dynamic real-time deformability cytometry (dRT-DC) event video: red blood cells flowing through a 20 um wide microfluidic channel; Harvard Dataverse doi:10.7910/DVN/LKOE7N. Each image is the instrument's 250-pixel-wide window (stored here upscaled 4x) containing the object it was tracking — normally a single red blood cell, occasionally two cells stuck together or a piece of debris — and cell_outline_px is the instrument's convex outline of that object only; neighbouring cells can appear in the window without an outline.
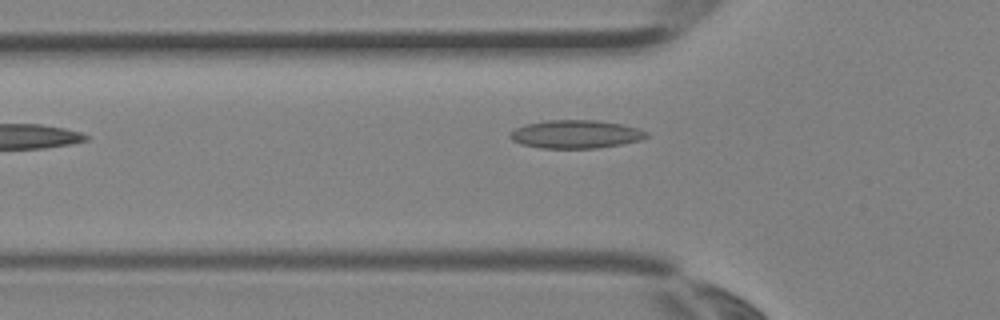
{"species": "Egyptian fruit bat (a non-hibernating species)", "species_latin": "Rousettus aegyptiacus", "temperature_condition": "room temperature", "stored_images_in_passage": 3, "camera_frame_rate_fps": 3000, "um_per_image_px": 0.085, "animal": {"sex": "female"}, "frame": {"image": 1, "passage_image": 3, "time_ms": 0.667, "image_size_px": [1000, 320], "cell_outline_px": [[648, 136], [640, 140], [620, 144], [596, 148], [540, 148], [520, 144], [512, 140], [508, 136], [516, 128], [524, 124], [544, 120], [596, 120], [620, 124], [640, 128], [648, 132]], "centroid_in_image_um": [48.92, 11.4], "position_along_channel_um": 76.9, "area_um2": 22.48}}